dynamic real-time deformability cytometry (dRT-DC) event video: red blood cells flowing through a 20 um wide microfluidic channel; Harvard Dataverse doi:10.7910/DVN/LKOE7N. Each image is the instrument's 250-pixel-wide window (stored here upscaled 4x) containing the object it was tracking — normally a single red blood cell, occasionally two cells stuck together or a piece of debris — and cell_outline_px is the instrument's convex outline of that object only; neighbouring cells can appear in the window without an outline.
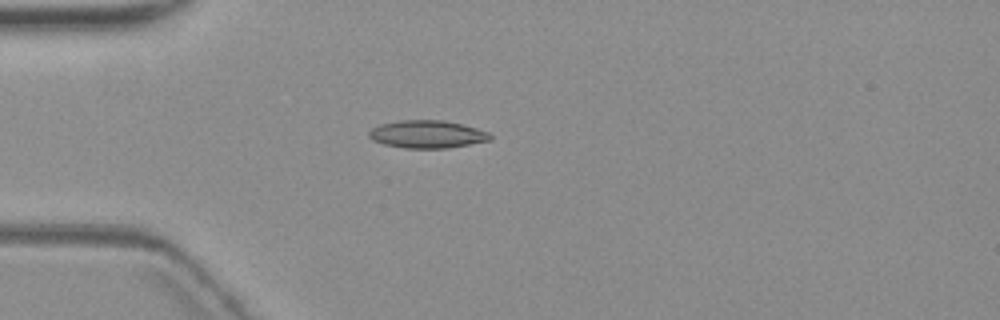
{"species": "common noctule bat (a hibernating species)", "species_latin": "Nyctalus noctula", "temperature_condition": "warm", "stored_images_in_passage": 4, "camera_frame_rate_fps": 3000, "um_per_image_px": 0.085, "animal": {"sex": "female", "body_mass_g": 19.3, "forearm_length_mm": 54.1}, "frame": {"image": 1, "passage_image": 4, "time_ms": 4.333, "image_size_px": [1000, 320], "cell_outline_px": [[492, 140], [448, 148], [404, 148], [384, 144], [372, 140], [368, 136], [368, 132], [372, 128], [380, 124], [400, 120], [440, 120], [460, 124], [476, 128], [488, 132], [492, 136]], "centroid_in_image_um": [36.29, 11.41], "position_along_channel_um": 48.7, "area_um2": 19.54}}